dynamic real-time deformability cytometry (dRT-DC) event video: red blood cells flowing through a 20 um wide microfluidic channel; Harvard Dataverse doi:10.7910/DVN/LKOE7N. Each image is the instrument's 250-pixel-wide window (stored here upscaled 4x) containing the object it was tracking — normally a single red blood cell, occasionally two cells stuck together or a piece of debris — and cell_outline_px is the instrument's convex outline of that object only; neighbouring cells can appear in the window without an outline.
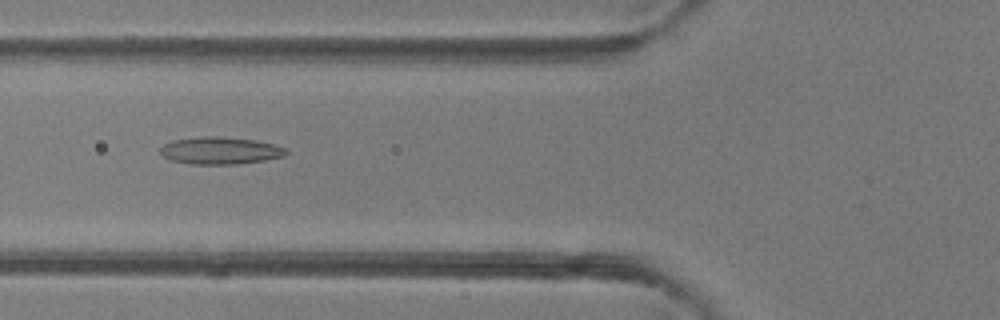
{"species": "common noctule bat (a hibernating species)", "species_latin": "Nyctalus noctula", "temperature_condition": "room temperature", "stored_images_in_passage": 37, "camera_frame_rate_fps": 3000, "um_per_image_px": 0.085, "animal": {"sex": "female"}, "frame": {"image": 1, "passage_image": 7, "time_ms": 2.0, "image_size_px": [1000, 320], "cell_outline_px": [[288, 152], [284, 156], [264, 160], [236, 164], [192, 164], [172, 160], [164, 156], [160, 152], [160, 148], [164, 144], [172, 140], [200, 136], [220, 136], [256, 140], [276, 144], [288, 148]], "centroid_in_image_um": [18.75, 12.78], "position_along_channel_um": 107.0, "area_um2": 20.11}}
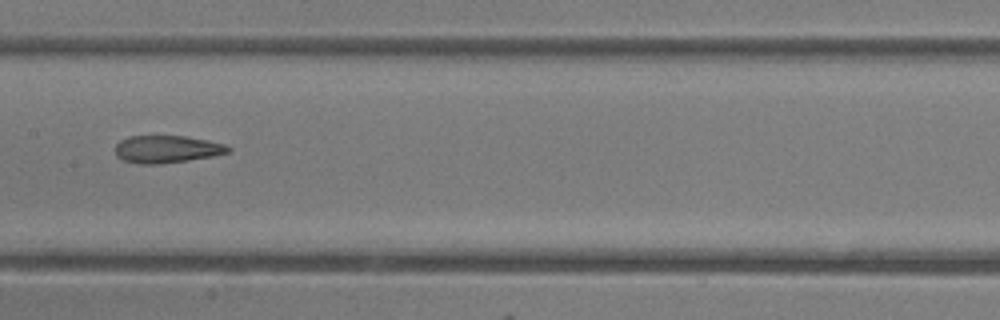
{"frame": {"image": 2, "passage_image": 13, "time_ms": 4.0, "image_size_px": [1000, 320], "cell_outline_px": [[232, 152], [212, 156], [188, 160], [160, 164], [140, 164], [124, 160], [116, 156], [116, 144], [120, 140], [128, 136], [188, 136], [208, 140], [224, 144], [232, 148]], "centroid_in_image_um": [14.21, 12.67], "position_along_channel_um": 193.2, "area_um2": 18.15}}
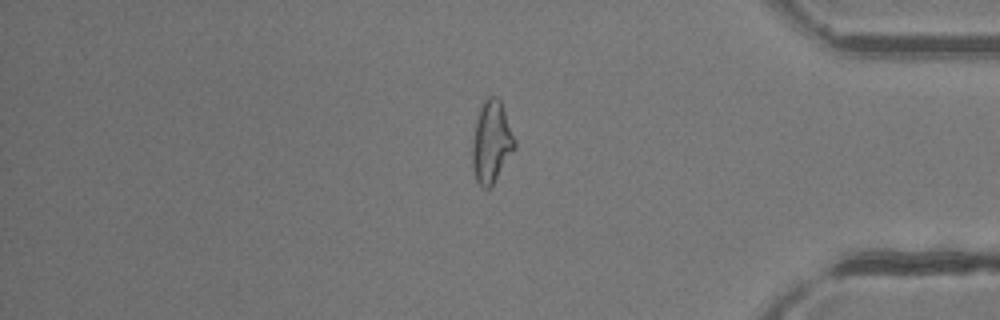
{"frame": {"image": 3, "passage_image": 29, "time_ms": 9.333, "image_size_px": [1000, 320], "cell_outline_px": [[516, 148], [492, 184], [488, 188], [484, 188], [476, 180], [472, 168], [472, 140], [476, 120], [480, 108], [484, 100], [488, 96], [496, 96], [500, 100], [516, 140]], "centroid_in_image_um": [41.77, 12.05], "position_along_channel_um": 393.4, "area_um2": 20.11}, "authors_computed_cell_mechanics": {"area_um2": 19.4786, "velocity_mm_per_s": 4.2662, "shape_relaxation_time_tau1_ms": 2.0373, "shape_relaxation_time_tau2_ms": 1.5604, "deformation_change_tau1": 0.1058, "deformation_change_tau2": 0.0936}}